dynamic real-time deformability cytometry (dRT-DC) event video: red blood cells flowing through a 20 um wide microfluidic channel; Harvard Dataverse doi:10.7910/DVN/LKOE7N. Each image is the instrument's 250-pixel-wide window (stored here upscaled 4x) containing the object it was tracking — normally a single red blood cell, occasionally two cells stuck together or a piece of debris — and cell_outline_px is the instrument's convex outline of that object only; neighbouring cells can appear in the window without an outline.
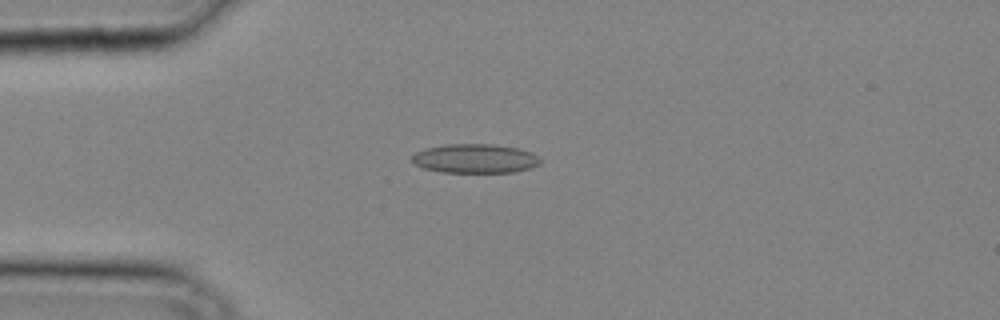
{"species": "common noctule bat (a hibernating species)", "species_latin": "Nyctalus noctula", "temperature_condition": "cold", "stored_images_in_passage": 14, "camera_frame_rate_fps": 3000, "um_per_image_px": 0.085, "animal": {"sex": "male", "body_mass_g": 20.4}, "frame": {"image": 1, "passage_image": 6, "time_ms": 1.667, "image_size_px": [1000, 320], "cell_outline_px": [[540, 164], [528, 168], [512, 172], [444, 172], [424, 168], [416, 164], [412, 160], [412, 156], [416, 152], [424, 148], [444, 144], [492, 144], [516, 148], [532, 152], [540, 160]], "centroid_in_image_um": [40.35, 13.46], "position_along_channel_um": 44.6, "area_um2": 21.56}}